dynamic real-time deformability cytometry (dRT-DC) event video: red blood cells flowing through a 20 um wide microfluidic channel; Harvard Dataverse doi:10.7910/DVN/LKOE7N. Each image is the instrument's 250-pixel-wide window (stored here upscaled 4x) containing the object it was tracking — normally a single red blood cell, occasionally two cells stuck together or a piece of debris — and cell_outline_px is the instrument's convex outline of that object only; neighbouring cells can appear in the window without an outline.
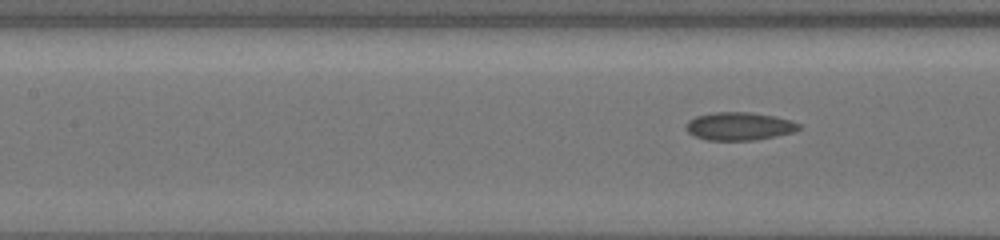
{"species": "common noctule bat (a hibernating species)", "species_latin": "Nyctalus noctula", "temperature_condition": "cold", "stored_images_in_passage": 6, "segment_of_instrument_passage": [2, 2], "camera_frame_rate_fps": 3000, "um_per_image_px": 0.085, "animal": {"sex": "female", "body_mass_g": 19.5, "forearm_length_mm": 54.1}, "frame": {"image": 1, "passage_image": 6, "time_ms": 6.333, "image_size_px": [1000, 240], "cell_outline_px": [[800, 128], [792, 132], [752, 140], [708, 140], [696, 136], [688, 132], [688, 120], [696, 116], [716, 112], [752, 112], [776, 116], [792, 120], [800, 124]], "centroid_in_image_um": [62.86, 10.71], "position_along_channel_um": 144.5, "area_um2": 18.15}}